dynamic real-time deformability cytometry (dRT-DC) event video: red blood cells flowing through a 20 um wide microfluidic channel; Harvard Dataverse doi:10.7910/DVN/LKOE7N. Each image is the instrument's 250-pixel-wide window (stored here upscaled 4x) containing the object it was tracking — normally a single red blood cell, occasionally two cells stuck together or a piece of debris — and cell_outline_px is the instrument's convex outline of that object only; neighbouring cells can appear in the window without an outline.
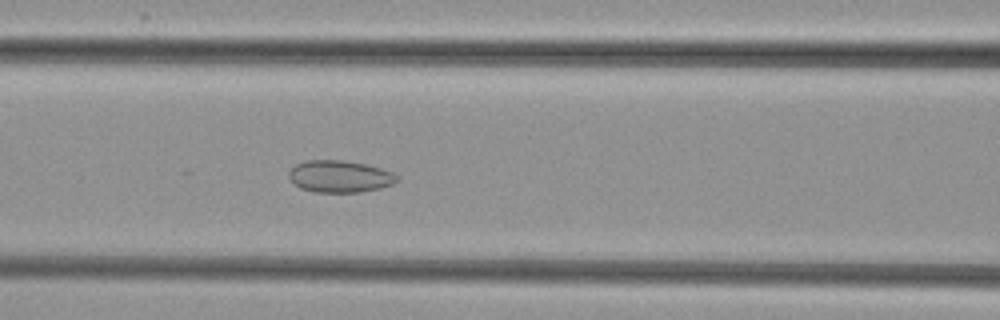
{"species": "common noctule bat (a hibernating species)", "species_latin": "Nyctalus noctula", "temperature_condition": "cold", "stored_images_in_passage": 52, "camera_frame_rate_fps": 3000, "um_per_image_px": 0.085, "animal": {"sex": "female", "body_mass_g": 29.2, "forearm_length_mm": 56.3}, "frame": {"image": 1, "passage_image": 22, "time_ms": 7.0, "image_size_px": [1000, 320], "cell_outline_px": [[400, 180], [392, 184], [380, 188], [360, 192], [312, 192], [300, 188], [288, 176], [288, 172], [296, 164], [304, 160], [344, 160], [368, 164], [392, 172], [400, 176]], "centroid_in_image_um": [28.9, 14.99], "position_along_channel_um": 137.7, "area_um2": 20.35}}
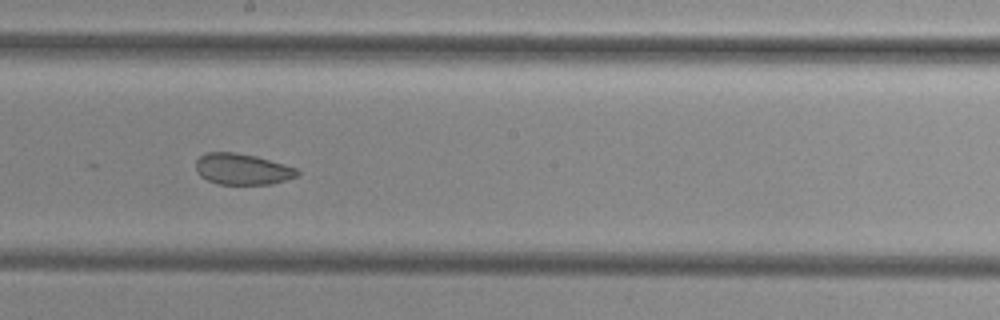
{"frame": {"image": 2, "passage_image": 29, "time_ms": 9.333, "image_size_px": [1000, 320], "cell_outline_px": [[300, 172], [296, 176], [272, 184], [216, 184], [200, 176], [196, 172], [196, 160], [200, 156], [208, 152], [236, 152], [256, 156], [284, 164], [296, 168]], "centroid_in_image_um": [20.57, 14.37], "position_along_channel_um": 227.6, "area_um2": 18.38}}
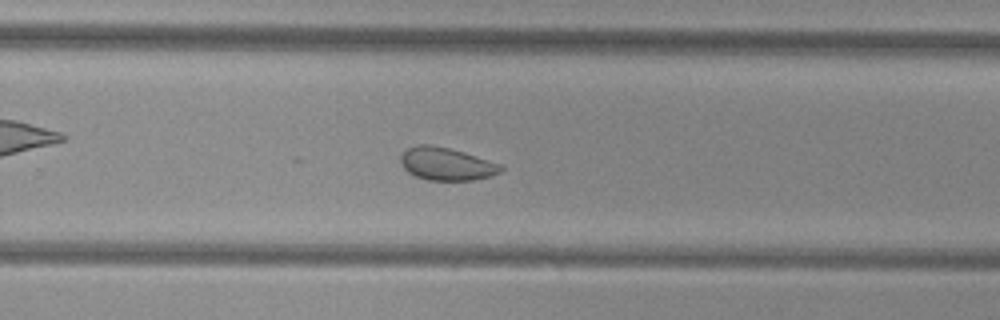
{"frame": {"image": 3, "passage_image": 34, "time_ms": 11.0, "image_size_px": [1000, 320], "cell_outline_px": [[504, 168], [500, 172], [492, 176], [472, 180], [428, 180], [416, 176], [408, 172], [400, 164], [400, 156], [408, 148], [416, 144], [428, 144], [448, 148], [464, 152], [500, 164]], "centroid_in_image_um": [37.93, 13.93], "position_along_channel_um": 291.9, "area_um2": 19.07}}